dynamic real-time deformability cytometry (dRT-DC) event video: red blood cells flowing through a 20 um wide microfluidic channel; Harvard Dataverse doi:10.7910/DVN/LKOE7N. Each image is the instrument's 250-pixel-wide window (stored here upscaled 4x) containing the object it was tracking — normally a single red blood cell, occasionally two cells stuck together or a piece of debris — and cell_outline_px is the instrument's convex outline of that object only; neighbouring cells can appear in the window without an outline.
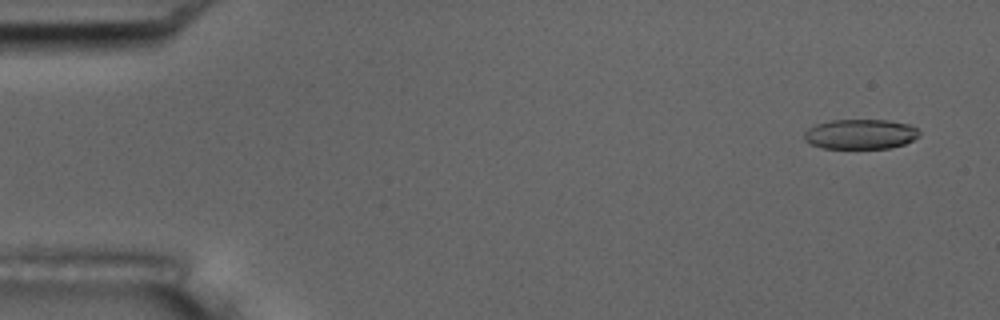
{"species": "common noctule bat (a hibernating species)", "species_latin": "Nyctalus noctula", "temperature_condition": "room temperature", "stored_images_in_passage": 6, "camera_frame_rate_fps": 3000, "um_per_image_px": 0.085, "animal": {"sex": "male", "body_mass_g": 17.5, "forearm_length_mm": 52.3}, "frame": {"image": 1, "passage_image": 1, "time_ms": 0.0, "image_size_px": [1000, 320], "cell_outline_px": [[920, 136], [904, 144], [888, 148], [824, 148], [812, 144], [804, 140], [804, 132], [808, 128], [816, 124], [832, 120], [888, 120], [908, 124], [916, 128], [920, 132]], "centroid_in_image_um": [73.14, 11.4], "position_along_channel_um": 11.9, "area_um2": 20.0}}